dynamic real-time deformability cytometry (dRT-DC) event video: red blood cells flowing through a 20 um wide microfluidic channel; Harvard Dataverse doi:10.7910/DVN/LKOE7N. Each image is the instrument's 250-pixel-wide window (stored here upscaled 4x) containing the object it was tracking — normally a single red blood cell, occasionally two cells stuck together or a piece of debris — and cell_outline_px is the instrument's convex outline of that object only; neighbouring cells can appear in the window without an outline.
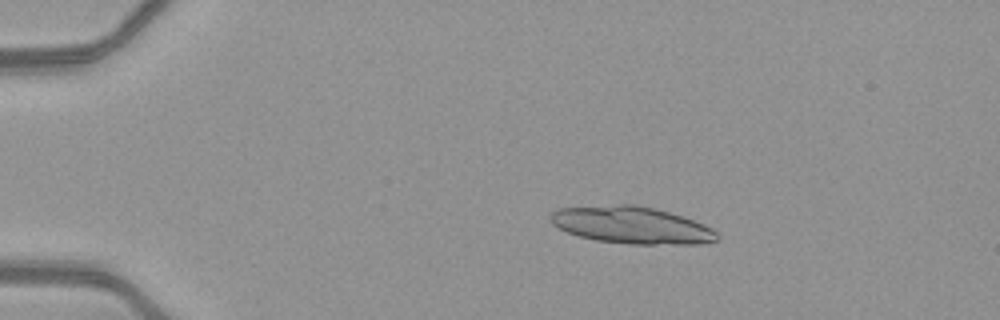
{"species": "common noctule bat (a hibernating species)", "species_latin": "Nyctalus noctula", "temperature_condition": "warm", "stored_images_in_passage": 22, "camera_frame_rate_fps": 3000, "um_per_image_px": 0.085, "animal": {"sex": "female", "body_mass_g": 21.9}, "frame": {"image": 1, "passage_image": 10, "time_ms": 3.0, "image_size_px": [1000, 320], "cell_outline_px": [[720, 240], [700, 244], [632, 244], [596, 240], [580, 236], [568, 232], [552, 224], [552, 212], [556, 208], [620, 204], [636, 204], [656, 208], [684, 216], [704, 224], [712, 228], [720, 236]], "centroid_in_image_um": [53.75, 19.13], "position_along_channel_um": 31.2, "area_um2": 36.13}}